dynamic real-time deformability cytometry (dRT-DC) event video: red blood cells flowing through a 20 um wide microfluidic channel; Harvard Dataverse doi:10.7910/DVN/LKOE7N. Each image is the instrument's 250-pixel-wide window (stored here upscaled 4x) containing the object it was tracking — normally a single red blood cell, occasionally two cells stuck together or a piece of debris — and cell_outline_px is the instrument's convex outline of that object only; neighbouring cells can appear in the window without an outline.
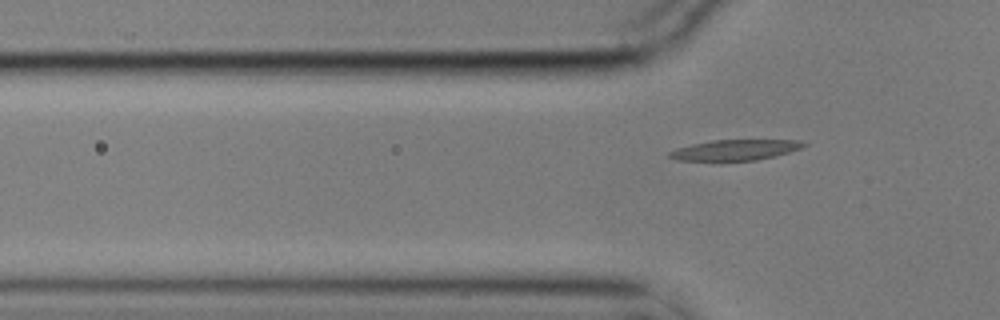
{"species": "common noctule bat (a hibernating species)", "species_latin": "Nyctalus noctula", "temperature_condition": "cold", "stored_images_in_passage": 8, "camera_frame_rate_fps": 3000, "um_per_image_px": 0.085, "animal": {"sex": "male", "body_mass_g": 17.9}, "frame": {"image": 1, "passage_image": 8, "time_ms": 2.333, "image_size_px": [1000, 320], "cell_outline_px": [[808, 144], [800, 148], [788, 152], [756, 160], [720, 164], [676, 160], [668, 156], [668, 152], [676, 148], [692, 144], [712, 140], [800, 140]], "centroid_in_image_um": [62.35, 12.8], "position_along_channel_um": 63.4, "area_um2": 16.99}}